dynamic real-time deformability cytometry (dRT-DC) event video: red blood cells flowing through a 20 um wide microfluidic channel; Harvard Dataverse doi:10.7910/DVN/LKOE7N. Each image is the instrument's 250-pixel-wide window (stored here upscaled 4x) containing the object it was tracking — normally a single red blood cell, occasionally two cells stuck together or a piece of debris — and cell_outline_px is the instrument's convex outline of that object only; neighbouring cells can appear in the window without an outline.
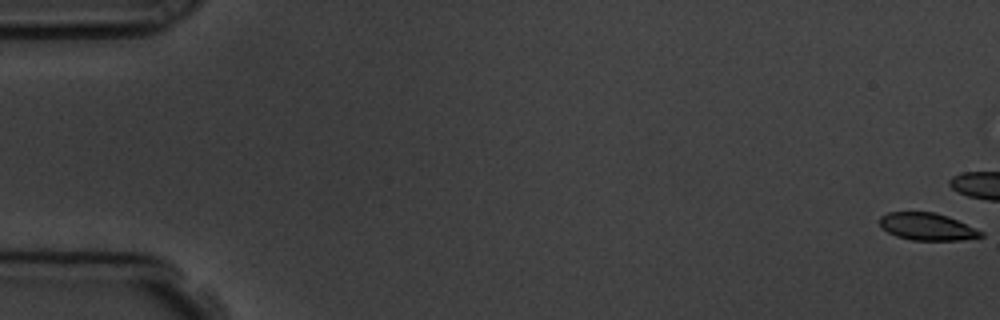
{"species": "common noctule bat (a hibernating species)", "species_latin": "Nyctalus noctula", "temperature_condition": "room temperature", "stored_images_in_passage": 18, "camera_frame_rate_fps": 3000, "um_per_image_px": 0.085, "animal": {"sex": "male", "body_mass_g": 19.5, "forearm_length_mm": 54.6}, "frame": {"image": 1, "passage_image": 1, "time_ms": 0.0, "image_size_px": [1000, 320], "cell_outline_px": [[984, 236], [960, 240], [912, 240], [896, 236], [880, 228], [880, 216], [888, 212], [936, 212], [948, 216], [984, 232]], "centroid_in_image_um": [78.79, 19.26], "position_along_channel_um": 6.2, "area_um2": 16.13}}